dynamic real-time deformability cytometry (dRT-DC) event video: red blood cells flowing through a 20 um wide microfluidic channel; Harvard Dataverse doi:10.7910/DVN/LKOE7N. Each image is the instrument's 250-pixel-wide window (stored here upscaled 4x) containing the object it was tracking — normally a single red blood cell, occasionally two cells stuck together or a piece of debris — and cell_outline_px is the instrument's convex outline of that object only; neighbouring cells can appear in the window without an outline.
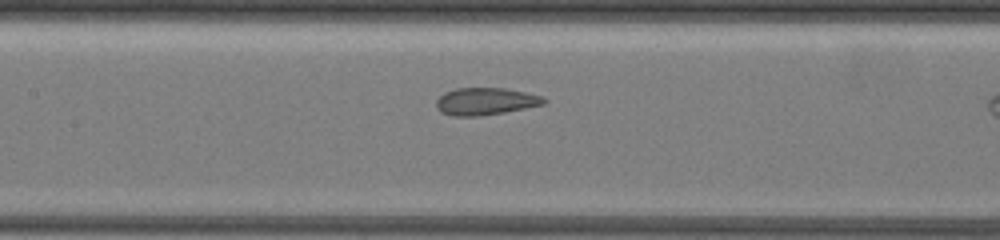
{"species": "common noctule bat (a hibernating species)", "species_latin": "Nyctalus noctula", "temperature_condition": "warm", "stored_images_in_passage": 19, "camera_frame_rate_fps": 3000, "um_per_image_px": 0.085, "animal": {"sex": "female", "body_mass_g": 19.5, "forearm_length_mm": 54.1}, "frame": {"image": 1, "passage_image": 11, "time_ms": 3.333, "image_size_px": [1000, 240], "cell_outline_px": [[548, 100], [544, 104], [504, 112], [480, 116], [452, 116], [440, 112], [436, 108], [436, 100], [444, 92], [456, 88], [504, 88], [524, 92], [540, 96]], "centroid_in_image_um": [41.22, 8.62], "position_along_channel_um": 166.2, "area_um2": 17.05}}
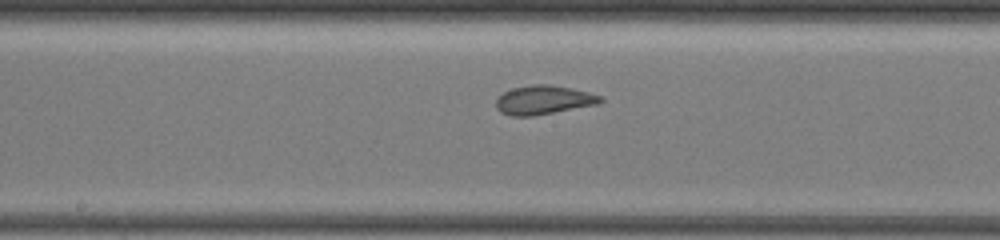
{"frame": {"image": 2, "passage_image": 14, "time_ms": 4.333, "image_size_px": [1000, 240], "cell_outline_px": [[604, 100], [600, 104], [532, 116], [512, 116], [500, 112], [496, 108], [496, 100], [504, 92], [512, 88], [532, 84], [548, 84], [588, 92], [600, 96]], "centroid_in_image_um": [46.2, 8.5], "position_along_channel_um": 202.0, "area_um2": 17.51}}